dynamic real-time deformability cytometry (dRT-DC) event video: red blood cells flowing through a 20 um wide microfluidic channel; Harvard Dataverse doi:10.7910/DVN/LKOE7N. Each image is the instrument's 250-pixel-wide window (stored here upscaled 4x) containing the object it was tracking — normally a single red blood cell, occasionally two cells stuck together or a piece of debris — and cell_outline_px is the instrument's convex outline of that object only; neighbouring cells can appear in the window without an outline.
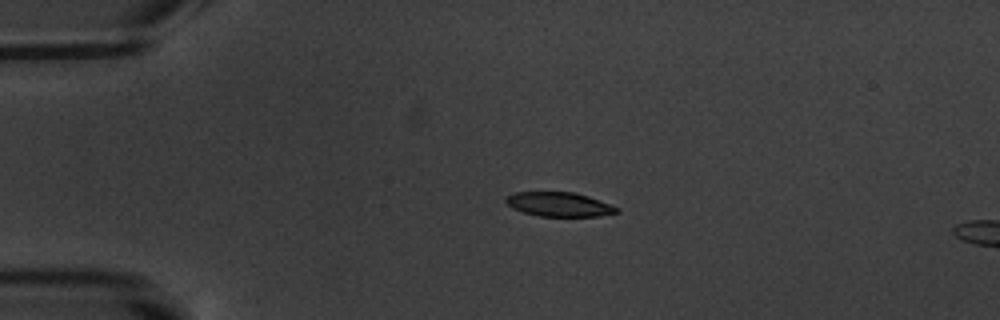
{"species": "common noctule bat (a hibernating species)", "species_latin": "Nyctalus noctula", "temperature_condition": "warm", "stored_images_in_passage": 2, "camera_frame_rate_fps": 3000, "um_per_image_px": 0.085, "animal": {"sex": "male", "body_mass_g": 20.1, "forearm_length_mm": 53.5}, "frame": {"image": 1, "passage_image": 1, "time_ms": 0.0, "image_size_px": [1000, 320], "cell_outline_px": [[620, 212], [600, 216], [540, 216], [524, 212], [512, 208], [504, 200], [504, 196], [516, 192], [572, 192], [588, 196], [620, 208]], "centroid_in_image_um": [47.52, 17.37], "position_along_channel_um": 37.5, "area_um2": 15.66}}